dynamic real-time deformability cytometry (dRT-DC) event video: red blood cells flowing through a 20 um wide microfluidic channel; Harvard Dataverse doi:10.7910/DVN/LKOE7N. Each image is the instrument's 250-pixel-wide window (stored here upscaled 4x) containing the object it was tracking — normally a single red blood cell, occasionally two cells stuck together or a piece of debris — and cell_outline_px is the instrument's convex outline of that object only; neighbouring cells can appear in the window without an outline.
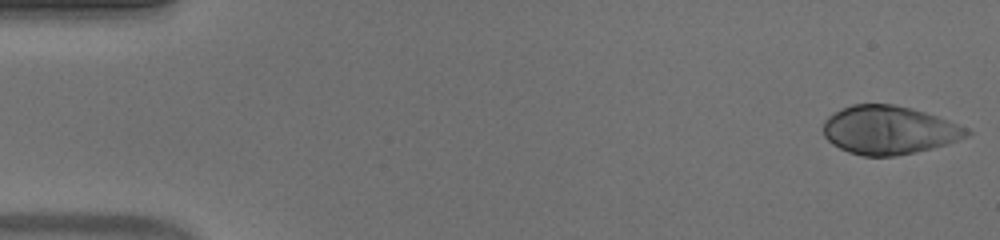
{"species": "human", "species_latin": "Homo sapiens", "temperature_condition": "warm", "stored_images_in_passage": 52, "camera_frame_rate_fps": 3000, "um_per_image_px": 0.085, "donor": {"sex": "male"}, "frame": {"image": 1, "passage_image": 1, "time_ms": 0.0, "image_size_px": [1000, 240], "cell_outline_px": [[972, 132], [968, 136], [948, 144], [916, 152], [896, 156], [864, 156], [848, 152], [832, 144], [824, 136], [824, 120], [828, 116], [840, 108], [852, 104], [892, 104], [912, 108], [948, 120], [968, 128]], "centroid_in_image_um": [75.56, 11.06], "position_along_channel_um": 9.4, "area_um2": 40.63}}
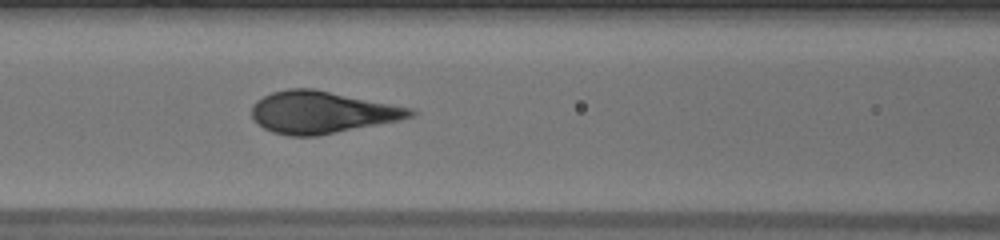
{"frame": {"image": 2, "passage_image": 22, "time_ms": 7.0, "image_size_px": [1000, 240], "cell_outline_px": [[416, 112], [412, 116], [396, 120], [316, 136], [292, 136], [272, 132], [264, 128], [252, 116], [252, 104], [256, 100], [272, 92], [288, 88], [312, 88], [412, 108]], "centroid_in_image_um": [27.3, 9.53], "position_along_channel_um": 139.3, "area_um2": 38.26}}
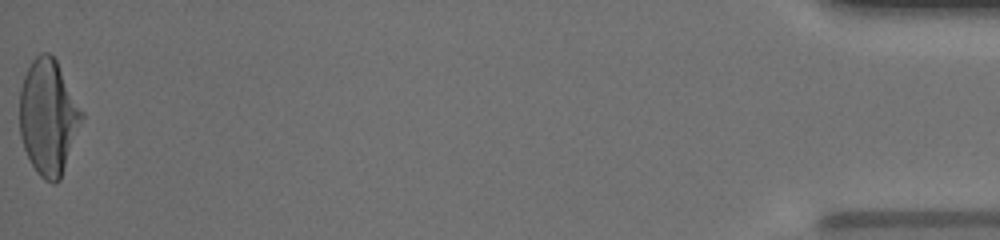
{"frame": {"image": 3, "passage_image": 52, "time_ms": 17.0, "image_size_px": [1000, 240], "cell_outline_px": [[84, 116], [60, 180], [56, 184], [52, 184], [44, 180], [36, 172], [24, 148], [20, 136], [20, 88], [24, 76], [32, 60], [40, 52], [48, 52], [56, 60], [84, 112]], "centroid_in_image_um": [4.11, 9.96], "position_along_channel_um": 431.1, "area_um2": 41.73}}